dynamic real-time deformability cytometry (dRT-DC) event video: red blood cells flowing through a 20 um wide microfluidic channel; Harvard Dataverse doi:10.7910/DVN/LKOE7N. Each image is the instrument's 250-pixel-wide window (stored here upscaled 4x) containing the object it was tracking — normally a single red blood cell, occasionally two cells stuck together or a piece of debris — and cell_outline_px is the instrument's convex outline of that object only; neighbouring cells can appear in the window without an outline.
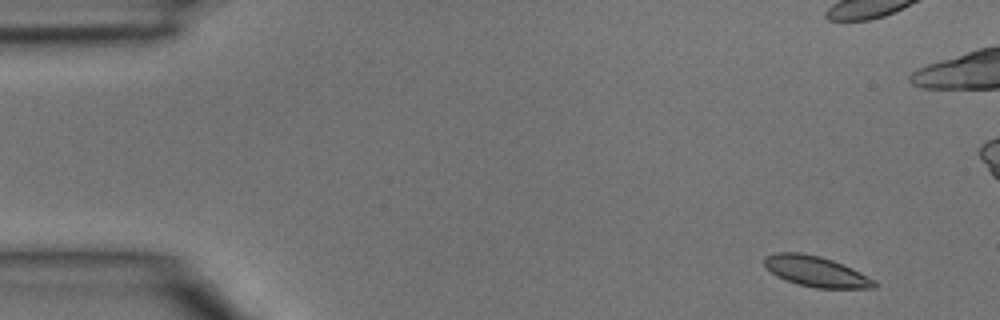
{"species": "common noctule bat (a hibernating species)", "species_latin": "Nyctalus noctula", "temperature_condition": "room temperature", "stored_images_in_passage": 5, "camera_frame_rate_fps": 3000, "um_per_image_px": 0.085, "animal": {"sex": "male", "body_mass_g": 15.6}, "frame": {"image": 1, "passage_image": 1, "time_ms": 0.0, "image_size_px": [1000, 320], "cell_outline_px": [[876, 288], [816, 288], [796, 284], [784, 280], [776, 276], [764, 264], [764, 256], [776, 252], [800, 252], [820, 256], [832, 260], [852, 268], [876, 280]], "centroid_in_image_um": [69.35, 23.07], "position_along_channel_um": 15.7, "area_um2": 19.65}}